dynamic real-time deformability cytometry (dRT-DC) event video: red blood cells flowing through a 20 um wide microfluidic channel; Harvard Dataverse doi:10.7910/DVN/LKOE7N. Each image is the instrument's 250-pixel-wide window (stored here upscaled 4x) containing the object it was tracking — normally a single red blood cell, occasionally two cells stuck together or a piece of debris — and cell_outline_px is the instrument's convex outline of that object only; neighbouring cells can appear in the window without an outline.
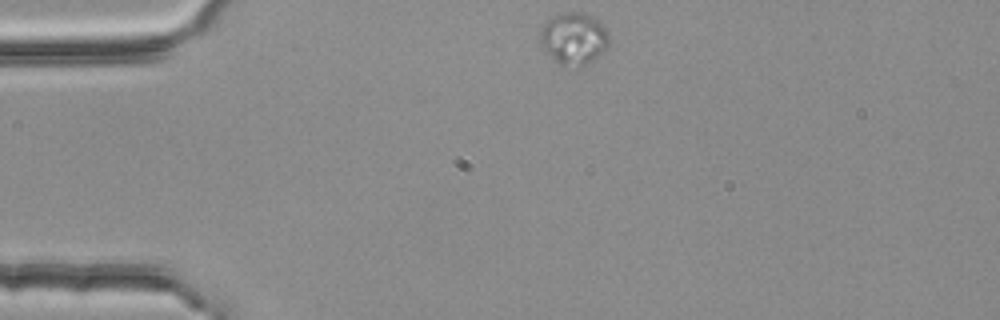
{"species": "common noctule bat (a hibernating species)", "species_latin": "Nyctalus noctula", "temperature_condition": "room temperature", "stored_images_in_passage": 45, "camera_frame_rate_fps": 3000, "um_per_image_px": 0.085, "animal": {"sex": "female", "body_mass_g": 25.1}, "frame": {"image": 1, "passage_image": 1, "time_ms": 0.0, "image_size_px": [1000, 320], "cell_outline_px": [[608, 44], [596, 56], [580, 68], [576, 68], [560, 64], [540, 48], [540, 32], [544, 24], [552, 16], [560, 12], [584, 12], [592, 16], [604, 24], [608, 32]], "centroid_in_image_um": [48.74, 3.25], "position_along_channel_um": 36.3, "area_um2": 20.98}}
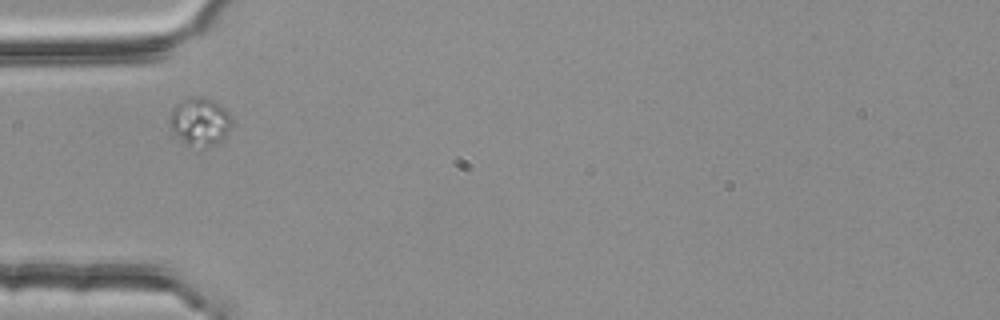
{"frame": {"image": 2, "passage_image": 7, "time_ms": 2.0, "image_size_px": [1000, 320], "cell_outline_px": [[232, 124], [224, 136], [216, 144], [208, 148], [188, 148], [184, 144], [172, 128], [168, 120], [172, 108], [180, 100], [188, 96], [200, 96], [212, 100], [224, 108], [228, 112], [232, 120]], "centroid_in_image_um": [16.96, 10.35], "position_along_channel_um": 68.0, "area_um2": 17.69}}